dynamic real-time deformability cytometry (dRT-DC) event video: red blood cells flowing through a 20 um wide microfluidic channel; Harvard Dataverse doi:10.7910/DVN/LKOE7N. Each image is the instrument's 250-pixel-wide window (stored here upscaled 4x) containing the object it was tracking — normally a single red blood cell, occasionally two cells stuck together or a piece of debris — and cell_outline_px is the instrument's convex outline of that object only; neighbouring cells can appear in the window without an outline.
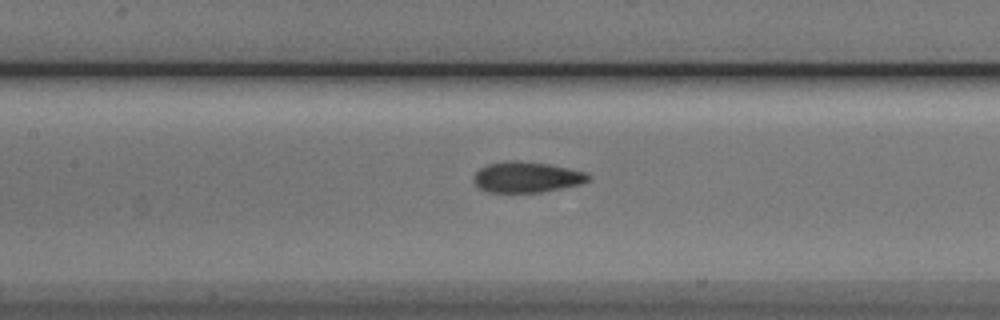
{"species": "Egyptian fruit bat (a non-hibernating species)", "species_latin": "Rousettus aegyptiacus", "temperature_condition": "cold", "stored_images_in_passage": 30, "camera_frame_rate_fps": 3000, "um_per_image_px": 0.085, "animal": {"sex": "male"}, "frame": {"image": 1, "passage_image": 8, "time_ms": 2.333, "image_size_px": [1000, 320], "cell_outline_px": [[592, 180], [580, 184], [540, 192], [488, 192], [480, 188], [472, 180], [472, 176], [480, 168], [488, 164], [508, 160], [516, 160], [548, 164], [568, 168], [584, 172], [592, 176]], "centroid_in_image_um": [44.76, 15.05], "position_along_channel_um": 162.6, "area_um2": 20.52}}
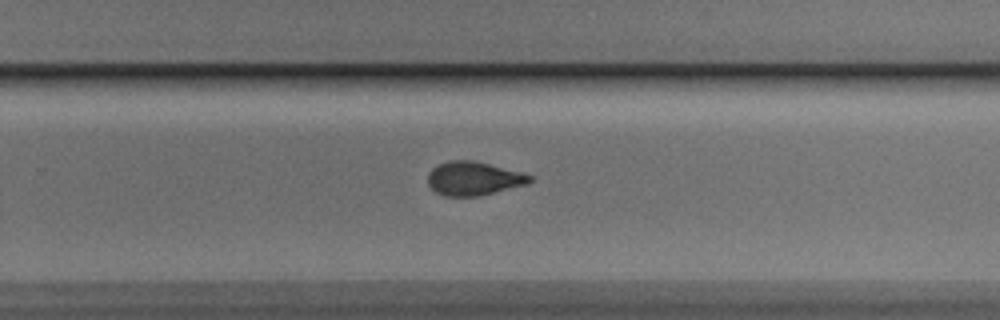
{"frame": {"image": 2, "passage_image": 18, "time_ms": 5.667, "image_size_px": [1000, 320], "cell_outline_px": [[532, 180], [528, 184], [476, 196], [444, 196], [436, 192], [428, 184], [428, 172], [432, 168], [448, 160], [472, 160], [520, 172], [532, 176]], "centroid_in_image_um": [40.22, 15.17], "position_along_channel_um": 289.6, "area_um2": 19.77}}
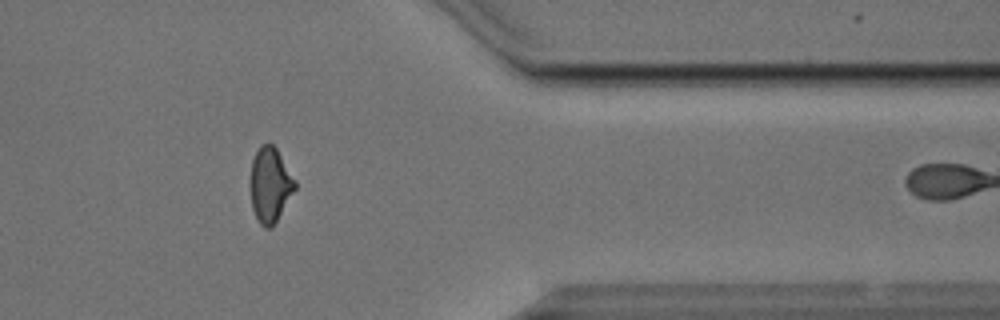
{"frame": {"image": 3, "passage_image": 27, "time_ms": 8.667, "image_size_px": [1000, 320], "cell_outline_px": [[296, 188], [276, 220], [268, 228], [264, 228], [260, 224], [252, 208], [252, 160], [260, 144], [268, 140], [276, 148], [296, 180]], "centroid_in_image_um": [22.98, 15.65], "position_along_channel_um": 388.4, "area_um2": 19.02}, "authors_computed_cell_mechanics": {"area_um2": 20.3167, "velocity_mm_per_s": 3.8242, "shape_relaxation_time_tau1_ms": 4.3845, "shape_relaxation_time_tau2_ms": 1.676, "deformation_change_tau1": 0.1396, "deformation_change_tau2": 0.0584}}